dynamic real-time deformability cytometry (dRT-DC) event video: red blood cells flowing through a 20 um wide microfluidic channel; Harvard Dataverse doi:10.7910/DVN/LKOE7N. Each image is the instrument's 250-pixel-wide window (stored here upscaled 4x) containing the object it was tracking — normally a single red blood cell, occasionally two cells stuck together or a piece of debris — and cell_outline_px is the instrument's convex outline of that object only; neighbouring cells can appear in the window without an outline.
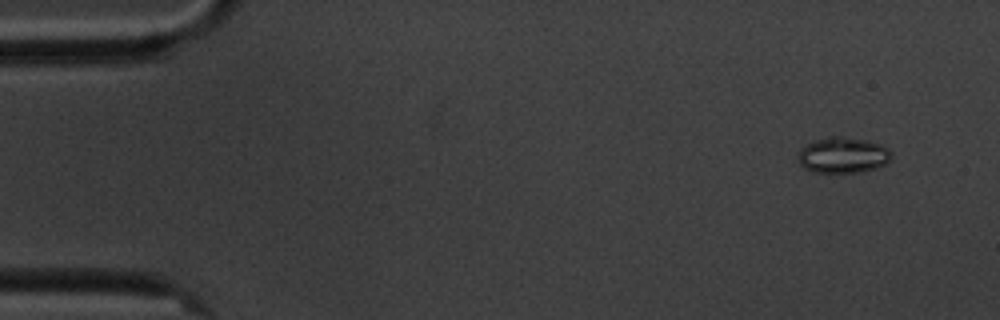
{"species": "common noctule bat (a hibernating species)", "species_latin": "Nyctalus noctula", "temperature_condition": "cold", "stored_images_in_passage": 5, "camera_frame_rate_fps": 3000, "um_per_image_px": 0.085, "animal": {"sex": "male", "body_mass_g": 20.1, "forearm_length_mm": 53.5}, "frame": {"image": 1, "passage_image": 2, "time_ms": 1.333, "image_size_px": [1000, 320], "cell_outline_px": [[892, 156], [884, 164], [876, 168], [864, 172], [812, 172], [804, 168], [800, 164], [796, 156], [800, 148], [816, 140], [832, 136], [844, 136], [868, 140], [880, 144], [892, 152]], "centroid_in_image_um": [71.63, 13.19], "position_along_channel_um": 13.4, "area_um2": 19.59}}
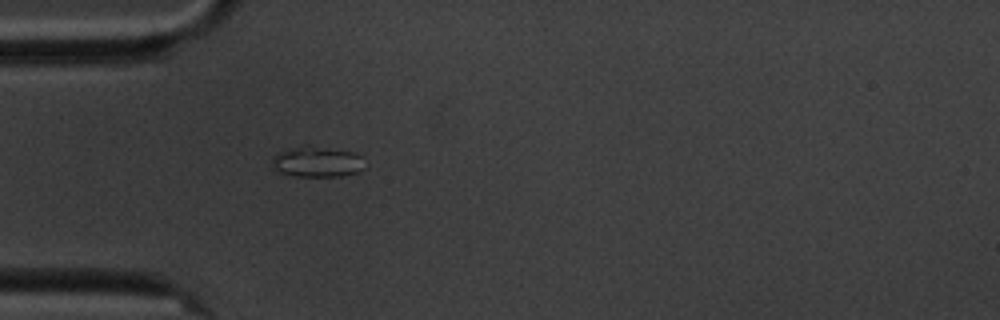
{"frame": {"image": 2, "passage_image": 5, "time_ms": 5.667, "image_size_px": [1000, 320], "cell_outline_px": [[364, 168], [356, 172], [340, 176], [296, 176], [280, 172], [272, 164], [272, 156], [276, 152], [308, 144], [356, 152], [364, 156]], "centroid_in_image_um": [26.99, 13.72], "position_along_channel_um": 58.0, "area_um2": 16.82}}